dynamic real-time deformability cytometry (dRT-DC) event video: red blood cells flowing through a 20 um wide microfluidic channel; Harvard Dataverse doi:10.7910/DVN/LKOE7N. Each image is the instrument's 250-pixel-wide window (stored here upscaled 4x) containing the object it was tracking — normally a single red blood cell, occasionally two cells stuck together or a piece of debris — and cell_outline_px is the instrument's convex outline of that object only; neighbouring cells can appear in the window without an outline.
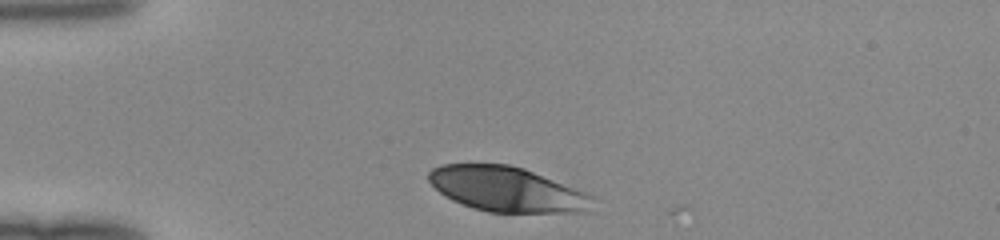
{"species": "human", "species_latin": "Homo sapiens", "temperature_condition": "room temperature", "stored_images_in_passage": 29, "camera_frame_rate_fps": 3000, "um_per_image_px": 0.085, "donor": {"sex": "female"}, "frame": {"image": 1, "passage_image": 1, "time_ms": 0.0, "image_size_px": [1000, 240], "cell_outline_px": [[592, 212], [488, 212], [472, 208], [452, 200], [440, 192], [428, 180], [428, 172], [432, 168], [440, 164], [508, 164], [524, 168], [588, 192], [592, 196]], "centroid_in_image_um": [43.11, 16.08], "position_along_channel_um": 41.9, "area_um2": 43.06}}
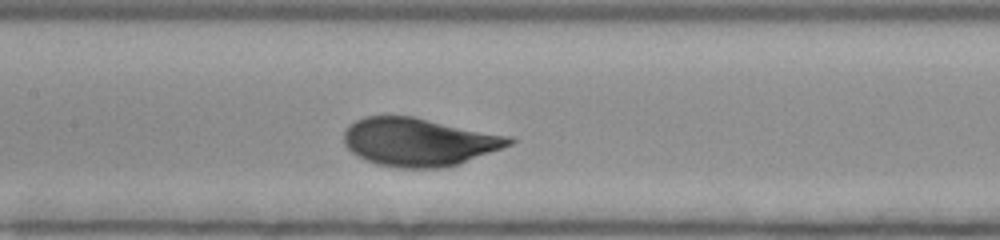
{"frame": {"image": 2, "passage_image": 13, "time_ms": 4.0, "image_size_px": [1000, 240], "cell_outline_px": [[516, 140], [512, 144], [456, 164], [444, 168], [400, 168], [376, 164], [364, 160], [352, 152], [344, 144], [344, 132], [348, 124], [364, 116], [412, 116], [512, 136]], "centroid_in_image_um": [35.57, 12.06], "position_along_channel_um": 171.8, "area_um2": 46.3}}
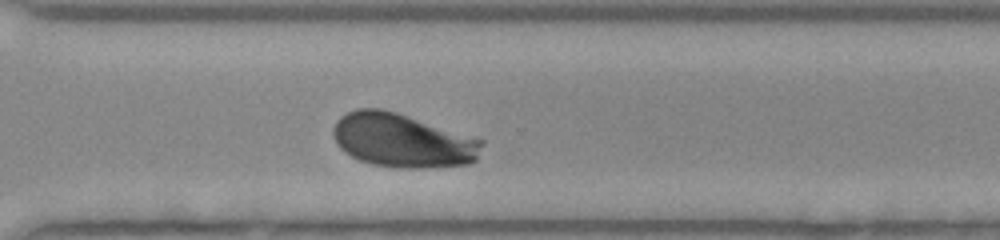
{"frame": {"image": 3, "passage_image": 25, "time_ms": 8.0, "image_size_px": [1000, 240], "cell_outline_px": [[484, 144], [476, 160], [468, 164], [428, 168], [400, 168], [372, 164], [360, 160], [344, 152], [336, 144], [332, 132], [336, 120], [340, 116], [356, 108], [380, 108], [396, 112], [484, 140]], "centroid_in_image_um": [34.2, 11.94], "position_along_channel_um": 336.4, "area_um2": 46.76}}